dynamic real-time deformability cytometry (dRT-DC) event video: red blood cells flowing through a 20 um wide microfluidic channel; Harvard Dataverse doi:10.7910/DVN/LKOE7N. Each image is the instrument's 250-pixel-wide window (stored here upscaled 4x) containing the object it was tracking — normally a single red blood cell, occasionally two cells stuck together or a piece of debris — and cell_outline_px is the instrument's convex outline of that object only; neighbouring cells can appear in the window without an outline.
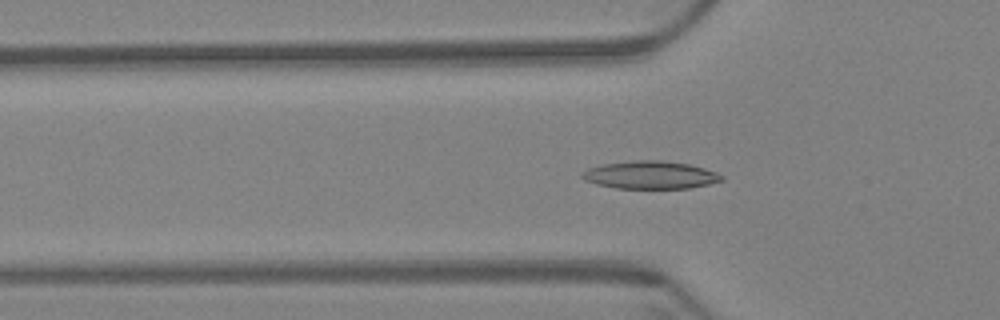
{"species": "Egyptian fruit bat (a non-hibernating species)", "species_latin": "Rousettus aegyptiacus", "temperature_condition": "warm", "stored_images_in_passage": 59, "camera_frame_rate_fps": 3000, "um_per_image_px": 0.085, "animal": {"sex": "female"}, "frame": {"image": 1, "passage_image": 19, "time_ms": 6.0, "image_size_px": [1000, 320], "cell_outline_px": [[724, 180], [708, 184], [688, 188], [616, 188], [596, 184], [584, 180], [580, 176], [580, 172], [588, 168], [600, 164], [636, 160], [660, 160], [688, 164], [704, 168], [716, 172], [724, 176]], "centroid_in_image_um": [55.24, 14.87], "position_along_channel_um": 70.6, "area_um2": 22.66}}
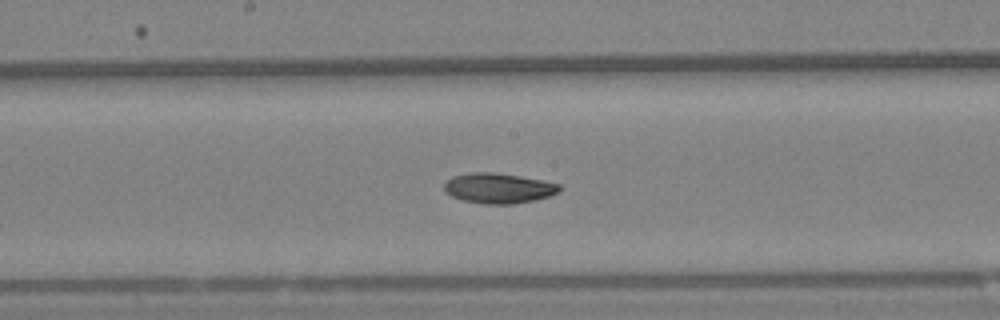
{"frame": {"image": 2, "passage_image": 31, "time_ms": 10.0, "image_size_px": [1000, 320], "cell_outline_px": [[560, 188], [556, 192], [548, 196], [536, 200], [512, 204], [484, 204], [460, 200], [444, 192], [444, 184], [452, 176], [472, 172], [492, 172], [520, 176], [560, 184]], "centroid_in_image_um": [42.32, 16.0], "position_along_channel_um": 205.9, "area_um2": 20.23}}
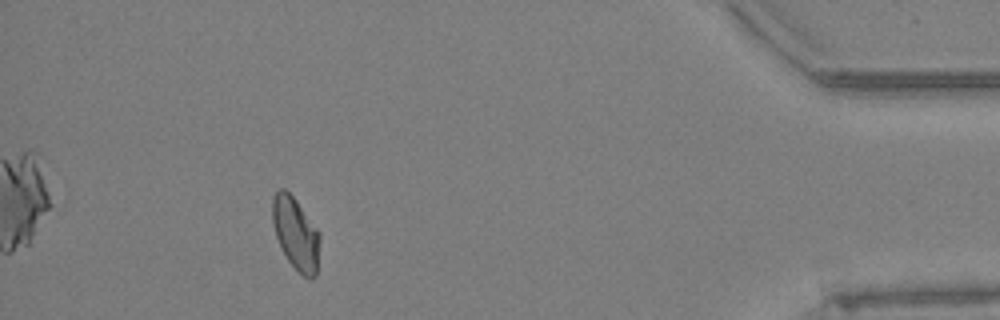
{"frame": {"image": 3, "passage_image": 54, "time_ms": 17.667, "image_size_px": [1000, 320], "cell_outline_px": [[320, 240], [316, 276], [312, 280], [308, 280], [288, 260], [276, 236], [272, 224], [272, 200], [276, 192], [280, 188], [284, 188], [296, 200], [320, 232]], "centroid_in_image_um": [25.15, 19.85], "position_along_channel_um": 410.0, "area_um2": 19.88}, "authors_computed_cell_mechanics": {"area_um2": 20.1722, "velocity_mm_per_s": 3.3898, "shape_relaxation_time_tau1_ms": 8.2257, "shape_relaxation_time_tau2_ms": 7.8142, "deformation_change_tau1": 0.1555, "deformation_change_tau2": 0.0936}}